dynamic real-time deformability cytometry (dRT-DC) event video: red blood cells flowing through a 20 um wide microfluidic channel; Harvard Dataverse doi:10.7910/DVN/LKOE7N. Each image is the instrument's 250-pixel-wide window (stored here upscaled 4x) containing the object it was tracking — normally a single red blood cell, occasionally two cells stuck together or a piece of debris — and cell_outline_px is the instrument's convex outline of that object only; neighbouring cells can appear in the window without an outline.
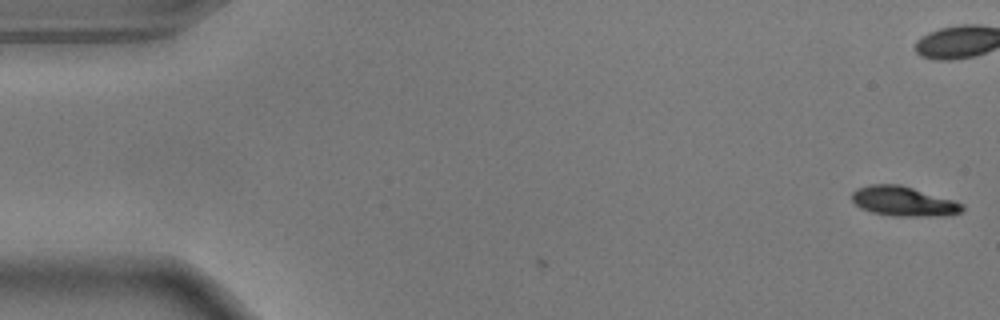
{"species": "common noctule bat (a hibernating species)", "species_latin": "Nyctalus noctula", "temperature_condition": "warm", "stored_images_in_passage": 4, "camera_frame_rate_fps": 3000, "um_per_image_px": 0.085, "animal": {"sex": "male", "body_mass_g": 17.9}, "frame": {"image": 1, "passage_image": 1, "time_ms": 0.0, "image_size_px": [1000, 320], "cell_outline_px": [[964, 208], [960, 212], [944, 216], [896, 216], [872, 212], [860, 208], [852, 200], [852, 192], [856, 188], [872, 184], [900, 184], [952, 200], [964, 204]], "centroid_in_image_um": [76.78, 17.11], "position_along_channel_um": 8.2, "area_um2": 18.96}}